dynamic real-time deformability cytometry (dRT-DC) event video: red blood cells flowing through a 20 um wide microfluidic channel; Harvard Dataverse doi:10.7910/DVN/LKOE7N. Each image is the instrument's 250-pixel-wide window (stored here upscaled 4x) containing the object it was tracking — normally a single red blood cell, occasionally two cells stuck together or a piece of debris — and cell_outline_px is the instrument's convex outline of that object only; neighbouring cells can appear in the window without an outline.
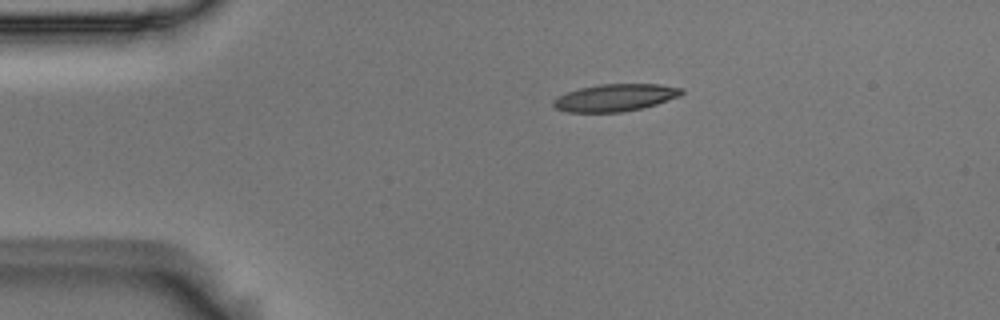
{"species": "Egyptian fruit bat (a non-hibernating species)", "species_latin": "Rousettus aegyptiacus", "temperature_condition": "room temperature", "stored_images_in_passage": 2, "camera_frame_rate_fps": 3000, "um_per_image_px": 0.085, "animal": {"sex": "male"}, "frame": {"image": 1, "passage_image": 1, "time_ms": 0.0, "image_size_px": [1000, 320], "cell_outline_px": [[684, 92], [680, 96], [656, 104], [624, 112], [568, 112], [556, 108], [552, 104], [552, 100], [556, 96], [580, 88], [600, 84], [660, 84], [684, 88]], "centroid_in_image_um": [52.29, 8.29], "position_along_channel_um": 32.7, "area_um2": 20.4}}